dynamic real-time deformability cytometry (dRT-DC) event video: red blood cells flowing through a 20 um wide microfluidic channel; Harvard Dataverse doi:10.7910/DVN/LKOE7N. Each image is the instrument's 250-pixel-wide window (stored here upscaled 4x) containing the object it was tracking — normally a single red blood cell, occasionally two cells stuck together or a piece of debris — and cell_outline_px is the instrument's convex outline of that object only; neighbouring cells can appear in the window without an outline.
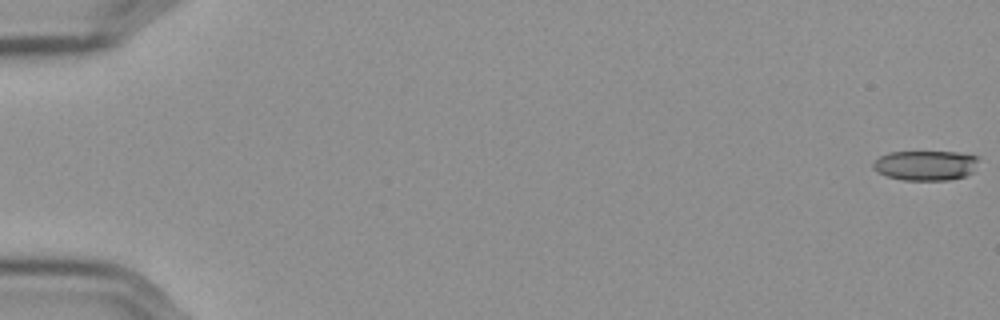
{"species": "Egyptian fruit bat (a non-hibernating species)", "species_latin": "Rousettus aegyptiacus", "temperature_condition": "cold", "stored_images_in_passage": 58, "camera_frame_rate_fps": 3000, "um_per_image_px": 0.085, "frame": {"image": 1, "passage_image": 1, "time_ms": 0.0, "image_size_px": [1000, 320], "cell_outline_px": [[976, 160], [972, 172], [964, 176], [948, 180], [904, 180], [888, 176], [872, 168], [872, 164], [880, 156], [888, 152], [956, 152], [976, 156]], "centroid_in_image_um": [78.63, 14.06], "position_along_channel_um": 6.4, "area_um2": 18.03}}
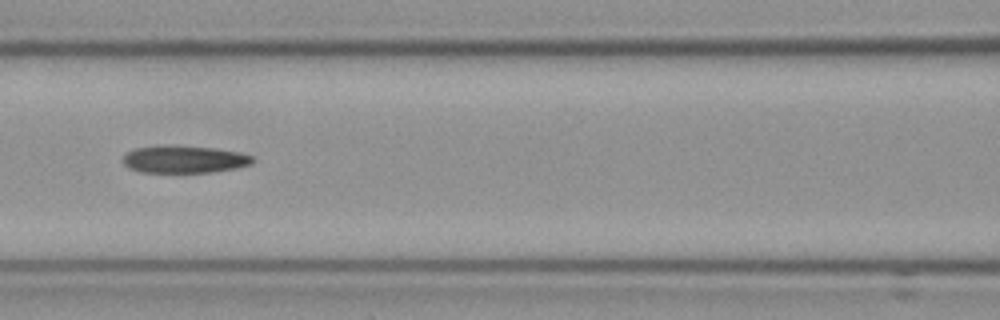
{"frame": {"image": 2, "passage_image": 27, "time_ms": 8.667, "image_size_px": [1000, 320], "cell_outline_px": [[252, 164], [236, 168], [212, 172], [140, 172], [128, 168], [120, 160], [120, 156], [124, 152], [136, 148], [212, 148], [240, 152], [252, 156]], "centroid_in_image_um": [15.62, 13.59], "position_along_channel_um": 151.0, "area_um2": 19.94}}
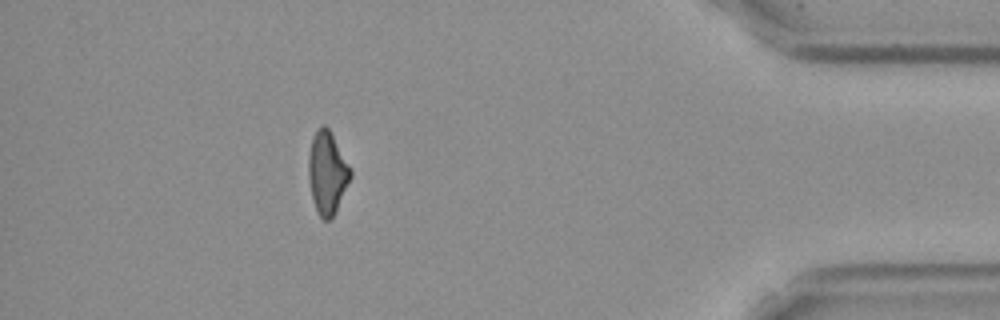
{"frame": {"image": 3, "passage_image": 52, "time_ms": 17.0, "image_size_px": [1000, 320], "cell_outline_px": [[352, 176], [332, 216], [328, 220], [324, 220], [316, 212], [312, 200], [308, 176], [308, 156], [312, 136], [316, 128], [320, 124], [324, 124], [328, 128], [352, 168]], "centroid_in_image_um": [27.79, 14.63], "position_along_channel_um": 407.4, "area_um2": 20.29}}